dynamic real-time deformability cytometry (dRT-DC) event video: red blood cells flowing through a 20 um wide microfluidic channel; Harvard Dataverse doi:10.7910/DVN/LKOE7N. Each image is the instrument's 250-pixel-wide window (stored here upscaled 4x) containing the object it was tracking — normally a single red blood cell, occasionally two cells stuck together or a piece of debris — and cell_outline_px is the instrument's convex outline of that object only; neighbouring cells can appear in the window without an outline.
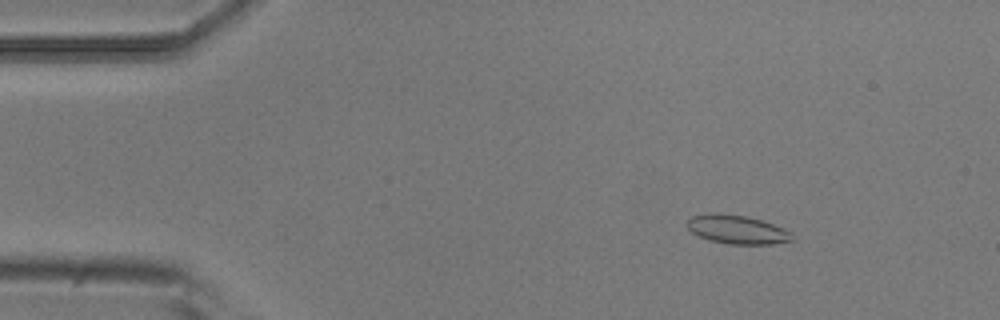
{"species": "common noctule bat (a hibernating species)", "species_latin": "Nyctalus noctula", "temperature_condition": "room temperature", "stored_images_in_passage": 5, "camera_frame_rate_fps": 3000, "um_per_image_px": 0.085, "animal": {"sex": "male", "body_mass_g": 20.5, "forearm_length_mm": 52.5}, "frame": {"image": 1, "passage_image": 3, "time_ms": 0.667, "image_size_px": [1000, 320], "cell_outline_px": [[796, 240], [772, 244], [728, 244], [712, 240], [700, 236], [692, 232], [688, 228], [688, 220], [692, 216], [712, 212], [716, 212], [748, 216], [784, 228], [792, 232]], "centroid_in_image_um": [62.71, 19.5], "position_along_channel_um": 22.3, "area_um2": 17.63}}